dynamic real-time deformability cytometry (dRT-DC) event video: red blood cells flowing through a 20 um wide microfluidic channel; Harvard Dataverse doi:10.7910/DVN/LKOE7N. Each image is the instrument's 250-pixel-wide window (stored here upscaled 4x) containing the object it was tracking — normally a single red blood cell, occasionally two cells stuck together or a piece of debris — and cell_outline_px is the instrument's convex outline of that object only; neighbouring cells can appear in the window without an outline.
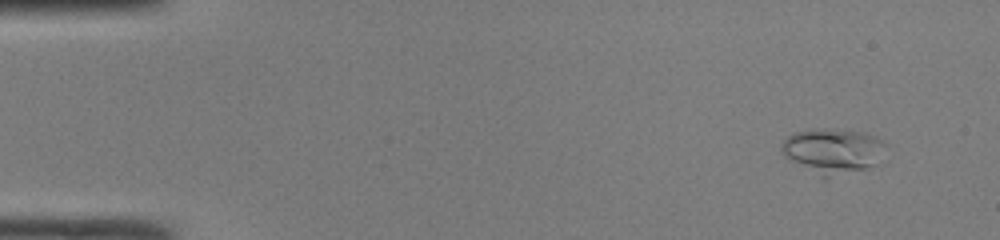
{"species": "common noctule bat (a hibernating species)", "species_latin": "Nyctalus noctula", "temperature_condition": "room temperature", "stored_images_in_passage": 9, "camera_frame_rate_fps": 3000, "um_per_image_px": 0.085, "animal": {"sex": "male", "body_mass_g": 19.0, "forearm_length_mm": 50.8}, "frame": {"image": 1, "passage_image": 4, "time_ms": 1.0, "image_size_px": [1000, 240], "cell_outline_px": [[888, 144], [876, 164], [864, 168], [824, 180], [820, 180], [784, 156], [780, 148], [784, 140], [788, 136], [796, 132], [812, 128], [832, 128], [864, 132], [876, 136]], "centroid_in_image_um": [70.77, 12.84], "position_along_channel_um": 14.2, "area_um2": 28.09}}